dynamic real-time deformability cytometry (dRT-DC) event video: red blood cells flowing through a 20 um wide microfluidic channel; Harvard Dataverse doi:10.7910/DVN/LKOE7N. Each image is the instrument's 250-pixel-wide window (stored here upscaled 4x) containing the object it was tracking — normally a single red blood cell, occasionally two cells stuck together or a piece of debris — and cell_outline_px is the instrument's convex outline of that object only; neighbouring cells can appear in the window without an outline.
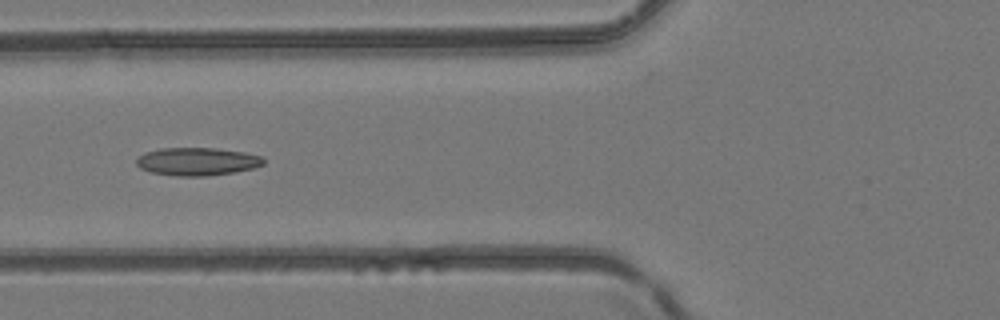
{"species": "common noctule bat (a hibernating species)", "species_latin": "Nyctalus noctula", "temperature_condition": "room temperature", "stored_images_in_passage": 5, "camera_frame_rate_fps": 3000, "um_per_image_px": 0.085, "animal": {"sex": "female", "body_mass_g": 24.6, "forearm_length_mm": 56.2}, "frame": {"image": 1, "passage_image": 5, "time_ms": 1.333, "image_size_px": [1000, 320], "cell_outline_px": [[264, 164], [252, 168], [236, 172], [208, 176], [172, 176], [152, 172], [140, 168], [136, 164], [136, 160], [144, 152], [160, 148], [212, 148], [244, 152], [260, 156], [264, 160]], "centroid_in_image_um": [16.74, 13.73], "position_along_channel_um": 109.1, "area_um2": 20.69}}